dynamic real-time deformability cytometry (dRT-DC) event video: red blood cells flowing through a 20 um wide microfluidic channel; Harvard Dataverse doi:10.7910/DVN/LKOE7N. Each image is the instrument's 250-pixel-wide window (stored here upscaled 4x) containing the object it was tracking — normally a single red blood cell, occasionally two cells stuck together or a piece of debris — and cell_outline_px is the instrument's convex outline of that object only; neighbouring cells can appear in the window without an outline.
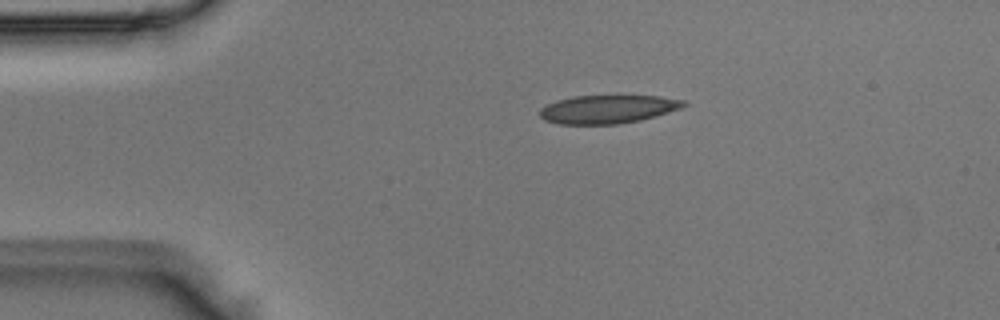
{"species": "Egyptian fruit bat (a non-hibernating species)", "species_latin": "Rousettus aegyptiacus", "temperature_condition": "room temperature", "stored_images_in_passage": 40, "camera_frame_rate_fps": 3000, "um_per_image_px": 0.085, "animal": {"sex": "male"}, "frame": {"image": 1, "passage_image": 1, "time_ms": 0.0, "image_size_px": [1000, 320], "cell_outline_px": [[688, 104], [680, 108], [656, 116], [640, 120], [616, 124], [560, 124], [544, 120], [540, 116], [540, 108], [556, 100], [572, 96], [660, 96], [684, 100]], "centroid_in_image_um": [51.65, 9.28], "position_along_channel_um": 33.4, "area_um2": 23.7}}
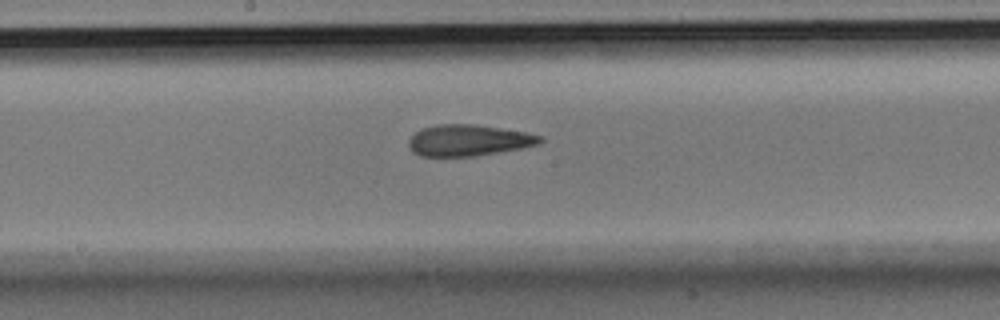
{"frame": {"image": 2, "passage_image": 17, "time_ms": 5.333, "image_size_px": [1000, 320], "cell_outline_px": [[544, 140], [540, 144], [520, 148], [476, 156], [420, 156], [412, 152], [408, 144], [408, 140], [416, 132], [424, 128], [440, 124], [472, 124], [524, 132], [544, 136]], "centroid_in_image_um": [39.83, 11.93], "position_along_channel_um": 208.4, "area_um2": 23.76}}
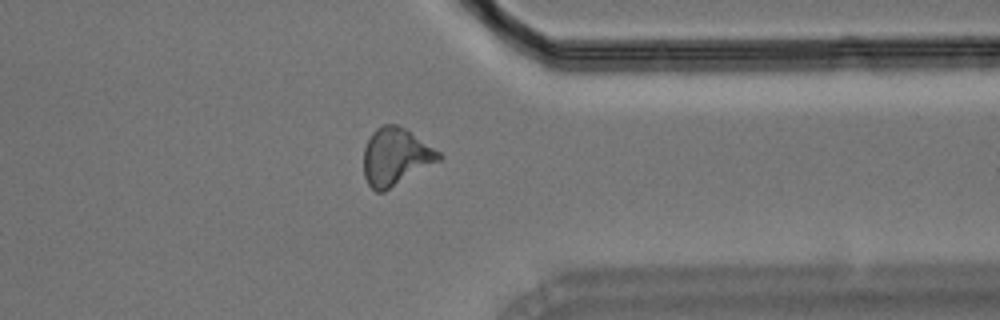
{"frame": {"image": 3, "passage_image": 30, "time_ms": 9.667, "image_size_px": [1000, 320], "cell_outline_px": [[444, 156], [440, 160], [384, 192], [376, 192], [368, 184], [364, 176], [364, 148], [372, 132], [380, 124], [396, 124], [404, 128], [440, 152]], "centroid_in_image_um": [33.61, 13.32], "position_along_channel_um": 377.8, "area_um2": 24.97}}